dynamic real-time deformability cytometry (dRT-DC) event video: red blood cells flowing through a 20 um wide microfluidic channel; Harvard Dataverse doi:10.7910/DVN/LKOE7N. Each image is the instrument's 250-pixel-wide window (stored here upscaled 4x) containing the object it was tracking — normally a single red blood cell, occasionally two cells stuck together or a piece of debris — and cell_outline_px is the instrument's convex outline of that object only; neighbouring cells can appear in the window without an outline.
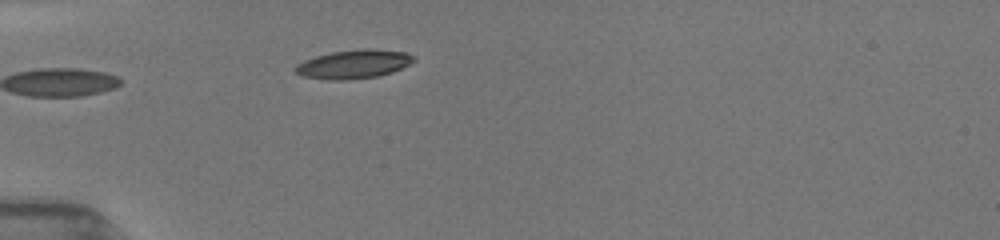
{"species": "common noctule bat (a hibernating species)", "species_latin": "Nyctalus noctula", "temperature_condition": "room temperature", "stored_images_in_passage": 5, "camera_frame_rate_fps": 3000, "um_per_image_px": 0.085, "animal": {"sex": "female", "body_mass_g": 19.5, "forearm_length_mm": 54.1}, "frame": {"image": 1, "passage_image": 1, "time_ms": 0.0, "image_size_px": [1000, 240], "cell_outline_px": [[416, 60], [392, 72], [376, 76], [348, 80], [328, 80], [304, 76], [296, 72], [292, 68], [296, 64], [304, 60], [316, 56], [332, 52], [364, 48], [368, 48], [408, 52]], "centroid_in_image_um": [30.04, 5.45], "position_along_channel_um": 55.0, "area_um2": 19.77}}